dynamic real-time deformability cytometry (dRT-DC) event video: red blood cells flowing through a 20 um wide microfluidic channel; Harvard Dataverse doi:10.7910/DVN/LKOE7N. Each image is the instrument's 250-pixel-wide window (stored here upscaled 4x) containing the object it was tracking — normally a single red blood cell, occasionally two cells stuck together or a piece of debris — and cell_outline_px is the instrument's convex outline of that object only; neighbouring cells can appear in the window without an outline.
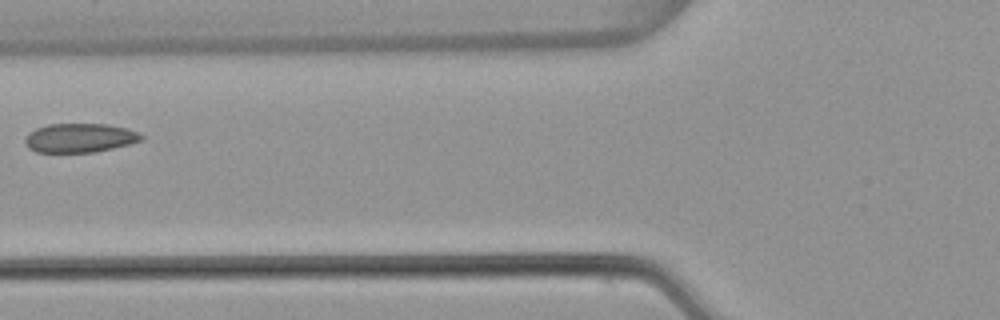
{"species": "common noctule bat (a hibernating species)", "species_latin": "Nyctalus noctula", "temperature_condition": "warm", "stored_images_in_passage": 3, "camera_frame_rate_fps": 3000, "um_per_image_px": 0.085, "animal": {"sex": "female", "body_mass_g": 22.7, "forearm_length_mm": 54.2}, "frame": {"image": 1, "passage_image": 2, "time_ms": 0.333, "image_size_px": [1000, 320], "cell_outline_px": [[144, 140], [112, 148], [92, 152], [36, 152], [28, 148], [24, 140], [28, 132], [36, 128], [48, 124], [108, 124], [128, 128], [144, 136]], "centroid_in_image_um": [6.77, 11.71], "position_along_channel_um": 119.0, "area_um2": 19.71}}
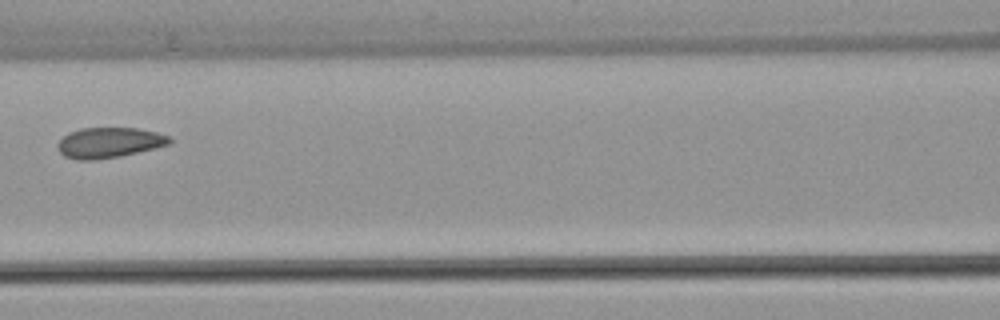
{"frame": {"image": 2, "passage_image": 3, "time_ms": 0.667, "image_size_px": [1000, 320], "cell_outline_px": [[172, 144], [120, 156], [96, 160], [76, 160], [64, 156], [60, 152], [56, 144], [64, 136], [80, 128], [136, 128], [156, 132], [168, 136], [172, 140]], "centroid_in_image_um": [9.28, 12.13], "position_along_channel_um": 157.3, "area_um2": 19.77}}